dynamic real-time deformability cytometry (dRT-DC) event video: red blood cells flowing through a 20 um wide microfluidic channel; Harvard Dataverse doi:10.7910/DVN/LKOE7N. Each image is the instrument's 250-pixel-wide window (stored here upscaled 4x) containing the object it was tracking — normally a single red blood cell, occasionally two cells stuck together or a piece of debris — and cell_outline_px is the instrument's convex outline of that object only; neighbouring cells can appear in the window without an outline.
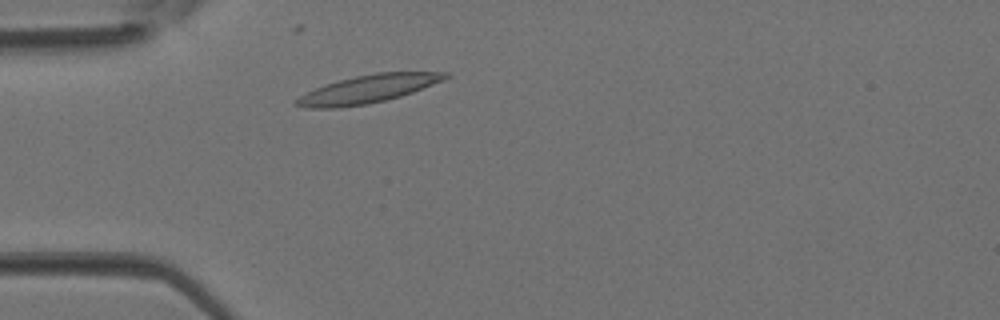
{"species": "Egyptian fruit bat (a non-hibernating species)", "species_latin": "Rousettus aegyptiacus", "temperature_condition": "room temperature", "stored_images_in_passage": 1, "camera_frame_rate_fps": 3000, "um_per_image_px": 0.085, "animal": {"sex": "female"}, "frame": {"image": 1, "passage_image": 1, "time_ms": 0.0, "image_size_px": [1000, 320], "cell_outline_px": [[452, 76], [444, 80], [412, 92], [400, 96], [368, 104], [340, 108], [304, 108], [296, 104], [296, 100], [300, 96], [316, 88], [340, 80], [356, 76], [376, 72], [448, 72]], "centroid_in_image_um": [31.32, 7.56], "position_along_channel_um": 53.7, "area_um2": 23.99}}